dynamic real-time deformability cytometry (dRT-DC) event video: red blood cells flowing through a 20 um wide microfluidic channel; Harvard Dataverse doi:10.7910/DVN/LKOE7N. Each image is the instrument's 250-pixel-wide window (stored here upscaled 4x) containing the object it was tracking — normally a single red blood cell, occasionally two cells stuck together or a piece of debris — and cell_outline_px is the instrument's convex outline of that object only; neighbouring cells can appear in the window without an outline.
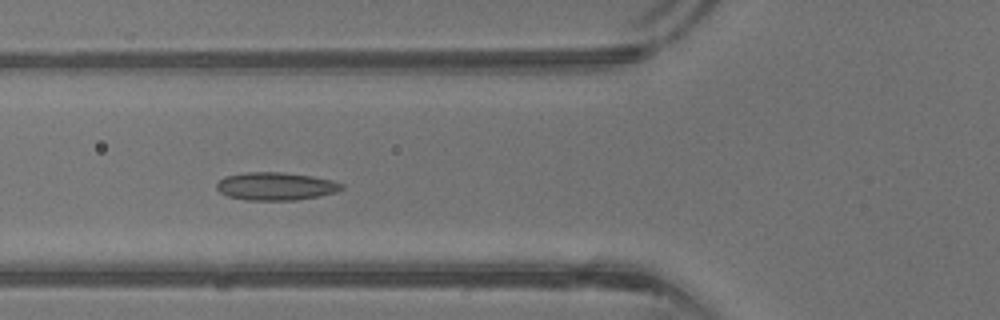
{"species": "common noctule bat (a hibernating species)", "species_latin": "Nyctalus noctula", "temperature_condition": "warm", "stored_images_in_passage": 40, "camera_frame_rate_fps": 3000, "um_per_image_px": 0.085, "animal": {"sex": "male", "body_mass_g": 13.3}, "frame": {"image": 1, "passage_image": 14, "time_ms": 4.333, "image_size_px": [1000, 320], "cell_outline_px": [[344, 188], [336, 192], [320, 196], [296, 200], [244, 200], [228, 196], [220, 192], [216, 188], [216, 184], [224, 176], [244, 172], [280, 172], [312, 176], [332, 180], [344, 184]], "centroid_in_image_um": [23.44, 15.83], "position_along_channel_um": 102.4, "area_um2": 20.46}}
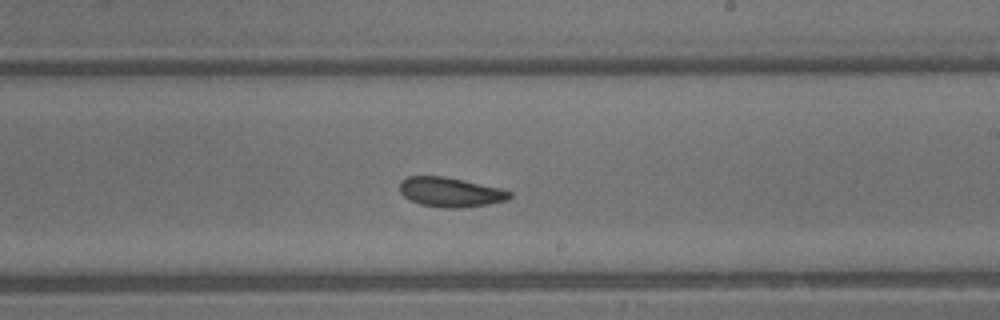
{"frame": {"image": 2, "passage_image": 23, "time_ms": 7.333, "image_size_px": [1000, 320], "cell_outline_px": [[512, 196], [508, 200], [488, 204], [456, 208], [444, 208], [420, 204], [404, 196], [400, 192], [400, 180], [408, 176], [444, 176], [464, 180], [500, 188], [512, 192]], "centroid_in_image_um": [38.29, 16.32], "position_along_channel_um": 250.7, "area_um2": 18.9}}
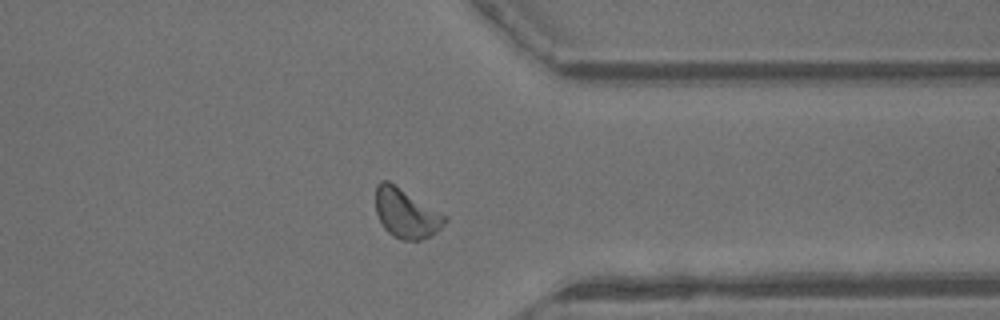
{"frame": {"image": 3, "passage_image": 31, "time_ms": 10.0, "image_size_px": [1000, 320], "cell_outline_px": [[448, 220], [436, 232], [420, 240], [404, 240], [392, 236], [384, 228], [376, 212], [376, 184], [380, 180], [388, 180], [448, 216]], "centroid_in_image_um": [34.52, 18.12], "position_along_channel_um": 376.9, "area_um2": 19.88}, "authors_computed_cell_mechanics": {"area_um2": 19.8254, "velocity_mm_per_s": 4.9432, "shape_relaxation_time_tau1_ms": 7.0523, "shape_relaxation_time_tau2_ms": 3.7803, "deformation_change_tau1": 0.1105, "deformation_change_tau2": 0.0903}}